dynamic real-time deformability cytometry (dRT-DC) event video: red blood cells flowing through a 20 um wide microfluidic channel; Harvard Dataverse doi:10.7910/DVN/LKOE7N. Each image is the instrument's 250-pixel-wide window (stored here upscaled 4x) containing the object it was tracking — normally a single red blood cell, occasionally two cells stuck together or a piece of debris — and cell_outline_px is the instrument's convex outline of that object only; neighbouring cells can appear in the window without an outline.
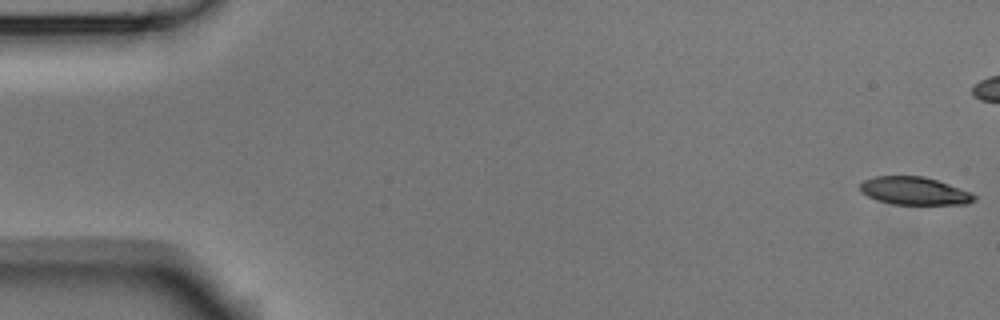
{"species": "Egyptian fruit bat (a non-hibernating species)", "species_latin": "Rousettus aegyptiacus", "temperature_condition": "room temperature", "stored_images_in_passage": 45, "camera_frame_rate_fps": 3000, "um_per_image_px": 0.085, "animal": {"sex": "male"}, "frame": {"image": 1, "passage_image": 1, "time_ms": 0.0, "image_size_px": [1000, 320], "cell_outline_px": [[976, 200], [968, 204], [892, 204], [876, 200], [860, 192], [860, 184], [864, 180], [876, 176], [924, 176], [972, 192], [976, 196]], "centroid_in_image_um": [77.72, 16.23], "position_along_channel_um": 7.3, "area_um2": 18.55}}
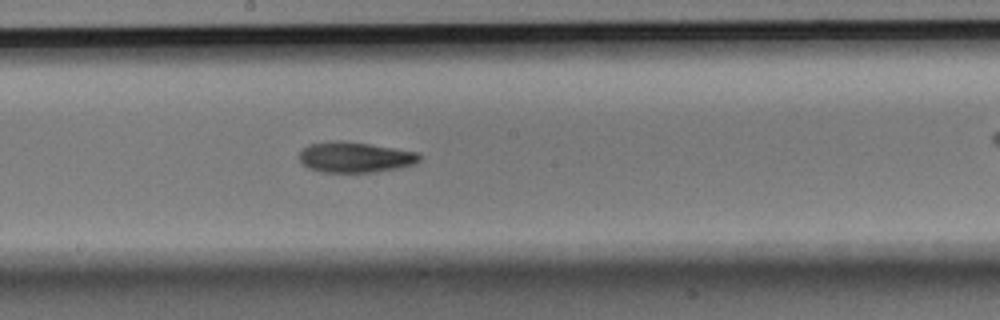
{"frame": {"image": 2, "passage_image": 29, "time_ms": 9.333, "image_size_px": [1000, 320], "cell_outline_px": [[420, 160], [416, 164], [400, 168], [376, 172], [320, 172], [308, 168], [300, 160], [300, 152], [308, 144], [340, 140], [368, 144], [420, 152]], "centroid_in_image_um": [30.22, 13.37], "position_along_channel_um": 218.0, "area_um2": 21.44}}
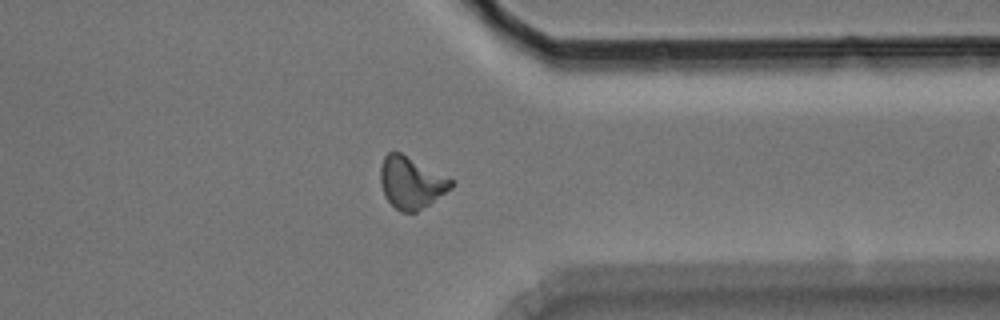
{"frame": {"image": 3, "passage_image": 42, "time_ms": 13.667, "image_size_px": [1000, 320], "cell_outline_px": [[456, 184], [452, 188], [416, 212], [400, 212], [384, 196], [380, 184], [380, 168], [384, 156], [388, 152], [400, 152], [456, 180]], "centroid_in_image_um": [34.96, 15.51], "position_along_channel_um": 376.4, "area_um2": 21.5}}